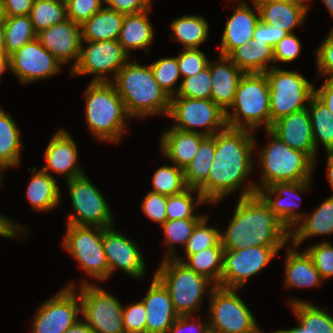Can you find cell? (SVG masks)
<instances>
[{
	"instance_id": "65",
	"label": "cell",
	"mask_w": 333,
	"mask_h": 333,
	"mask_svg": "<svg viewBox=\"0 0 333 333\" xmlns=\"http://www.w3.org/2000/svg\"><path fill=\"white\" fill-rule=\"evenodd\" d=\"M5 39H4V23L0 22V52L4 53Z\"/></svg>"
},
{
	"instance_id": "2",
	"label": "cell",
	"mask_w": 333,
	"mask_h": 333,
	"mask_svg": "<svg viewBox=\"0 0 333 333\" xmlns=\"http://www.w3.org/2000/svg\"><path fill=\"white\" fill-rule=\"evenodd\" d=\"M254 136L248 129L230 128L216 133L214 160L207 181L198 189L207 203L234 192L253 168Z\"/></svg>"
},
{
	"instance_id": "62",
	"label": "cell",
	"mask_w": 333,
	"mask_h": 333,
	"mask_svg": "<svg viewBox=\"0 0 333 333\" xmlns=\"http://www.w3.org/2000/svg\"><path fill=\"white\" fill-rule=\"evenodd\" d=\"M328 159H327V170H328V179H329V183L331 184V187L333 189V150L332 151H328Z\"/></svg>"
},
{
	"instance_id": "68",
	"label": "cell",
	"mask_w": 333,
	"mask_h": 333,
	"mask_svg": "<svg viewBox=\"0 0 333 333\" xmlns=\"http://www.w3.org/2000/svg\"><path fill=\"white\" fill-rule=\"evenodd\" d=\"M333 17V0H322Z\"/></svg>"
},
{
	"instance_id": "6",
	"label": "cell",
	"mask_w": 333,
	"mask_h": 333,
	"mask_svg": "<svg viewBox=\"0 0 333 333\" xmlns=\"http://www.w3.org/2000/svg\"><path fill=\"white\" fill-rule=\"evenodd\" d=\"M271 141L259 152L263 167L262 186L255 185L258 192L261 188L272 186L277 182H302L311 178L315 161L307 154L290 148L270 130H266Z\"/></svg>"
},
{
	"instance_id": "19",
	"label": "cell",
	"mask_w": 333,
	"mask_h": 333,
	"mask_svg": "<svg viewBox=\"0 0 333 333\" xmlns=\"http://www.w3.org/2000/svg\"><path fill=\"white\" fill-rule=\"evenodd\" d=\"M36 39L62 64L75 59L78 62L82 43L81 25L66 19L36 34Z\"/></svg>"
},
{
	"instance_id": "12",
	"label": "cell",
	"mask_w": 333,
	"mask_h": 333,
	"mask_svg": "<svg viewBox=\"0 0 333 333\" xmlns=\"http://www.w3.org/2000/svg\"><path fill=\"white\" fill-rule=\"evenodd\" d=\"M79 297L83 320L94 333H126L123 327V306L114 296L84 281Z\"/></svg>"
},
{
	"instance_id": "44",
	"label": "cell",
	"mask_w": 333,
	"mask_h": 333,
	"mask_svg": "<svg viewBox=\"0 0 333 333\" xmlns=\"http://www.w3.org/2000/svg\"><path fill=\"white\" fill-rule=\"evenodd\" d=\"M211 87L212 79L208 65L199 73L184 78L174 95L182 98L211 99Z\"/></svg>"
},
{
	"instance_id": "8",
	"label": "cell",
	"mask_w": 333,
	"mask_h": 333,
	"mask_svg": "<svg viewBox=\"0 0 333 333\" xmlns=\"http://www.w3.org/2000/svg\"><path fill=\"white\" fill-rule=\"evenodd\" d=\"M269 82L271 125L276 120L307 108L313 85L297 72L272 67L265 72Z\"/></svg>"
},
{
	"instance_id": "20",
	"label": "cell",
	"mask_w": 333,
	"mask_h": 333,
	"mask_svg": "<svg viewBox=\"0 0 333 333\" xmlns=\"http://www.w3.org/2000/svg\"><path fill=\"white\" fill-rule=\"evenodd\" d=\"M269 130L290 148L307 153L315 161L312 123L307 108L276 120Z\"/></svg>"
},
{
	"instance_id": "13",
	"label": "cell",
	"mask_w": 333,
	"mask_h": 333,
	"mask_svg": "<svg viewBox=\"0 0 333 333\" xmlns=\"http://www.w3.org/2000/svg\"><path fill=\"white\" fill-rule=\"evenodd\" d=\"M68 190L74 209L67 224L79 226L111 227L112 212L100 191L85 174L68 180Z\"/></svg>"
},
{
	"instance_id": "4",
	"label": "cell",
	"mask_w": 333,
	"mask_h": 333,
	"mask_svg": "<svg viewBox=\"0 0 333 333\" xmlns=\"http://www.w3.org/2000/svg\"><path fill=\"white\" fill-rule=\"evenodd\" d=\"M85 94L86 121L93 136L118 142L125 130L124 119L129 115L112 81H91Z\"/></svg>"
},
{
	"instance_id": "64",
	"label": "cell",
	"mask_w": 333,
	"mask_h": 333,
	"mask_svg": "<svg viewBox=\"0 0 333 333\" xmlns=\"http://www.w3.org/2000/svg\"><path fill=\"white\" fill-rule=\"evenodd\" d=\"M282 1H288V0H253L254 7L259 8L260 6L264 4L274 3V2H282Z\"/></svg>"
},
{
	"instance_id": "1",
	"label": "cell",
	"mask_w": 333,
	"mask_h": 333,
	"mask_svg": "<svg viewBox=\"0 0 333 333\" xmlns=\"http://www.w3.org/2000/svg\"><path fill=\"white\" fill-rule=\"evenodd\" d=\"M255 185L243 189L231 223L224 234L220 233L225 250L283 246L290 238V231L257 193Z\"/></svg>"
},
{
	"instance_id": "25",
	"label": "cell",
	"mask_w": 333,
	"mask_h": 333,
	"mask_svg": "<svg viewBox=\"0 0 333 333\" xmlns=\"http://www.w3.org/2000/svg\"><path fill=\"white\" fill-rule=\"evenodd\" d=\"M219 56L221 62L208 63L212 79L211 99L226 112L234 102L238 83L245 73L227 56Z\"/></svg>"
},
{
	"instance_id": "11",
	"label": "cell",
	"mask_w": 333,
	"mask_h": 333,
	"mask_svg": "<svg viewBox=\"0 0 333 333\" xmlns=\"http://www.w3.org/2000/svg\"><path fill=\"white\" fill-rule=\"evenodd\" d=\"M168 116L176 121L173 128L205 136H213L218 129L221 131L227 127L226 112L212 99L172 97ZM201 126L206 130L194 129Z\"/></svg>"
},
{
	"instance_id": "36",
	"label": "cell",
	"mask_w": 333,
	"mask_h": 333,
	"mask_svg": "<svg viewBox=\"0 0 333 333\" xmlns=\"http://www.w3.org/2000/svg\"><path fill=\"white\" fill-rule=\"evenodd\" d=\"M315 150L320 141L325 149L333 150V113L315 95L308 102ZM310 107V108H309Z\"/></svg>"
},
{
	"instance_id": "51",
	"label": "cell",
	"mask_w": 333,
	"mask_h": 333,
	"mask_svg": "<svg viewBox=\"0 0 333 333\" xmlns=\"http://www.w3.org/2000/svg\"><path fill=\"white\" fill-rule=\"evenodd\" d=\"M122 316L126 333H146V310L143 301L123 307Z\"/></svg>"
},
{
	"instance_id": "41",
	"label": "cell",
	"mask_w": 333,
	"mask_h": 333,
	"mask_svg": "<svg viewBox=\"0 0 333 333\" xmlns=\"http://www.w3.org/2000/svg\"><path fill=\"white\" fill-rule=\"evenodd\" d=\"M29 16L38 33L67 19L66 3L63 0H35Z\"/></svg>"
},
{
	"instance_id": "70",
	"label": "cell",
	"mask_w": 333,
	"mask_h": 333,
	"mask_svg": "<svg viewBox=\"0 0 333 333\" xmlns=\"http://www.w3.org/2000/svg\"><path fill=\"white\" fill-rule=\"evenodd\" d=\"M256 333H262V331H260L259 328H258ZM272 333H284V330H277V331L272 332Z\"/></svg>"
},
{
	"instance_id": "35",
	"label": "cell",
	"mask_w": 333,
	"mask_h": 333,
	"mask_svg": "<svg viewBox=\"0 0 333 333\" xmlns=\"http://www.w3.org/2000/svg\"><path fill=\"white\" fill-rule=\"evenodd\" d=\"M224 251V247H210L190 255L187 262L176 256L174 258L185 263L197 274L205 276L213 286L221 287Z\"/></svg>"
},
{
	"instance_id": "15",
	"label": "cell",
	"mask_w": 333,
	"mask_h": 333,
	"mask_svg": "<svg viewBox=\"0 0 333 333\" xmlns=\"http://www.w3.org/2000/svg\"><path fill=\"white\" fill-rule=\"evenodd\" d=\"M80 56L76 65L71 68L72 75L94 74L92 82H109L104 77L106 72H117L128 62L129 54L118 40L82 41Z\"/></svg>"
},
{
	"instance_id": "5",
	"label": "cell",
	"mask_w": 333,
	"mask_h": 333,
	"mask_svg": "<svg viewBox=\"0 0 333 333\" xmlns=\"http://www.w3.org/2000/svg\"><path fill=\"white\" fill-rule=\"evenodd\" d=\"M226 111V122L230 128L253 131L262 125L271 127L269 82L265 73H245L237 86L235 99ZM248 125V126H246Z\"/></svg>"
},
{
	"instance_id": "66",
	"label": "cell",
	"mask_w": 333,
	"mask_h": 333,
	"mask_svg": "<svg viewBox=\"0 0 333 333\" xmlns=\"http://www.w3.org/2000/svg\"><path fill=\"white\" fill-rule=\"evenodd\" d=\"M284 333H306V329L299 324V326H296L295 328L284 330Z\"/></svg>"
},
{
	"instance_id": "47",
	"label": "cell",
	"mask_w": 333,
	"mask_h": 333,
	"mask_svg": "<svg viewBox=\"0 0 333 333\" xmlns=\"http://www.w3.org/2000/svg\"><path fill=\"white\" fill-rule=\"evenodd\" d=\"M154 79L159 86L169 95L170 98L175 97L173 94V85L180 77L179 65L177 57L162 58L150 64Z\"/></svg>"
},
{
	"instance_id": "37",
	"label": "cell",
	"mask_w": 333,
	"mask_h": 333,
	"mask_svg": "<svg viewBox=\"0 0 333 333\" xmlns=\"http://www.w3.org/2000/svg\"><path fill=\"white\" fill-rule=\"evenodd\" d=\"M208 27L209 25L203 17L184 15L175 19L171 24L174 32L173 40L184 44V49L198 48L208 37Z\"/></svg>"
},
{
	"instance_id": "38",
	"label": "cell",
	"mask_w": 333,
	"mask_h": 333,
	"mask_svg": "<svg viewBox=\"0 0 333 333\" xmlns=\"http://www.w3.org/2000/svg\"><path fill=\"white\" fill-rule=\"evenodd\" d=\"M20 131L12 117L0 109V161L8 168L19 165Z\"/></svg>"
},
{
	"instance_id": "31",
	"label": "cell",
	"mask_w": 333,
	"mask_h": 333,
	"mask_svg": "<svg viewBox=\"0 0 333 333\" xmlns=\"http://www.w3.org/2000/svg\"><path fill=\"white\" fill-rule=\"evenodd\" d=\"M302 219V224L296 230H290L295 248L308 237L333 233V195L315 209L312 215L304 214Z\"/></svg>"
},
{
	"instance_id": "67",
	"label": "cell",
	"mask_w": 333,
	"mask_h": 333,
	"mask_svg": "<svg viewBox=\"0 0 333 333\" xmlns=\"http://www.w3.org/2000/svg\"><path fill=\"white\" fill-rule=\"evenodd\" d=\"M6 19L4 1L0 0V22H3Z\"/></svg>"
},
{
	"instance_id": "10",
	"label": "cell",
	"mask_w": 333,
	"mask_h": 333,
	"mask_svg": "<svg viewBox=\"0 0 333 333\" xmlns=\"http://www.w3.org/2000/svg\"><path fill=\"white\" fill-rule=\"evenodd\" d=\"M63 246L94 279H108L109 266L103 248L102 227L67 224Z\"/></svg>"
},
{
	"instance_id": "3",
	"label": "cell",
	"mask_w": 333,
	"mask_h": 333,
	"mask_svg": "<svg viewBox=\"0 0 333 333\" xmlns=\"http://www.w3.org/2000/svg\"><path fill=\"white\" fill-rule=\"evenodd\" d=\"M113 81L129 117L168 116L171 98L154 79L150 65L127 62Z\"/></svg>"
},
{
	"instance_id": "17",
	"label": "cell",
	"mask_w": 333,
	"mask_h": 333,
	"mask_svg": "<svg viewBox=\"0 0 333 333\" xmlns=\"http://www.w3.org/2000/svg\"><path fill=\"white\" fill-rule=\"evenodd\" d=\"M10 65L13 74L28 83L54 75L62 63L34 39L10 55Z\"/></svg>"
},
{
	"instance_id": "18",
	"label": "cell",
	"mask_w": 333,
	"mask_h": 333,
	"mask_svg": "<svg viewBox=\"0 0 333 333\" xmlns=\"http://www.w3.org/2000/svg\"><path fill=\"white\" fill-rule=\"evenodd\" d=\"M103 228V248L109 266V276L120 268L134 278L145 274L146 264L132 240L112 229Z\"/></svg>"
},
{
	"instance_id": "23",
	"label": "cell",
	"mask_w": 333,
	"mask_h": 333,
	"mask_svg": "<svg viewBox=\"0 0 333 333\" xmlns=\"http://www.w3.org/2000/svg\"><path fill=\"white\" fill-rule=\"evenodd\" d=\"M77 146L67 131L59 130L49 142L45 150L47 165L42 171L48 173L52 169L58 174H65L67 180L81 176L84 173L77 165Z\"/></svg>"
},
{
	"instance_id": "22",
	"label": "cell",
	"mask_w": 333,
	"mask_h": 333,
	"mask_svg": "<svg viewBox=\"0 0 333 333\" xmlns=\"http://www.w3.org/2000/svg\"><path fill=\"white\" fill-rule=\"evenodd\" d=\"M142 301L146 310V333H167L179 315L168 290L155 276Z\"/></svg>"
},
{
	"instance_id": "69",
	"label": "cell",
	"mask_w": 333,
	"mask_h": 333,
	"mask_svg": "<svg viewBox=\"0 0 333 333\" xmlns=\"http://www.w3.org/2000/svg\"><path fill=\"white\" fill-rule=\"evenodd\" d=\"M7 167L0 161V174H1V169H6ZM0 181H1V175H0Z\"/></svg>"
},
{
	"instance_id": "52",
	"label": "cell",
	"mask_w": 333,
	"mask_h": 333,
	"mask_svg": "<svg viewBox=\"0 0 333 333\" xmlns=\"http://www.w3.org/2000/svg\"><path fill=\"white\" fill-rule=\"evenodd\" d=\"M167 196L150 191L144 198L142 210L149 219L163 225L167 221Z\"/></svg>"
},
{
	"instance_id": "59",
	"label": "cell",
	"mask_w": 333,
	"mask_h": 333,
	"mask_svg": "<svg viewBox=\"0 0 333 333\" xmlns=\"http://www.w3.org/2000/svg\"><path fill=\"white\" fill-rule=\"evenodd\" d=\"M314 95L333 113V77L326 78L323 85L314 90Z\"/></svg>"
},
{
	"instance_id": "61",
	"label": "cell",
	"mask_w": 333,
	"mask_h": 333,
	"mask_svg": "<svg viewBox=\"0 0 333 333\" xmlns=\"http://www.w3.org/2000/svg\"><path fill=\"white\" fill-rule=\"evenodd\" d=\"M63 333H94V331L84 320H78L74 325H72Z\"/></svg>"
},
{
	"instance_id": "9",
	"label": "cell",
	"mask_w": 333,
	"mask_h": 333,
	"mask_svg": "<svg viewBox=\"0 0 333 333\" xmlns=\"http://www.w3.org/2000/svg\"><path fill=\"white\" fill-rule=\"evenodd\" d=\"M209 291V330L216 333H256L254 315L244 301L235 293L236 289L212 286Z\"/></svg>"
},
{
	"instance_id": "58",
	"label": "cell",
	"mask_w": 333,
	"mask_h": 333,
	"mask_svg": "<svg viewBox=\"0 0 333 333\" xmlns=\"http://www.w3.org/2000/svg\"><path fill=\"white\" fill-rule=\"evenodd\" d=\"M6 16L29 15L35 0H3Z\"/></svg>"
},
{
	"instance_id": "46",
	"label": "cell",
	"mask_w": 333,
	"mask_h": 333,
	"mask_svg": "<svg viewBox=\"0 0 333 333\" xmlns=\"http://www.w3.org/2000/svg\"><path fill=\"white\" fill-rule=\"evenodd\" d=\"M201 219H178V220H172V221H166L161 227L163 228L164 231V238H165V243L168 244L170 248H168V255H165V259L168 258H174L175 256L174 253V248L172 245L175 243L177 244H182L184 247L187 243V240L189 237L192 235V232L198 222Z\"/></svg>"
},
{
	"instance_id": "48",
	"label": "cell",
	"mask_w": 333,
	"mask_h": 333,
	"mask_svg": "<svg viewBox=\"0 0 333 333\" xmlns=\"http://www.w3.org/2000/svg\"><path fill=\"white\" fill-rule=\"evenodd\" d=\"M322 279L333 277V246L323 242L305 249Z\"/></svg>"
},
{
	"instance_id": "39",
	"label": "cell",
	"mask_w": 333,
	"mask_h": 333,
	"mask_svg": "<svg viewBox=\"0 0 333 333\" xmlns=\"http://www.w3.org/2000/svg\"><path fill=\"white\" fill-rule=\"evenodd\" d=\"M4 23V53L11 55L26 43L36 39L29 15L6 16Z\"/></svg>"
},
{
	"instance_id": "57",
	"label": "cell",
	"mask_w": 333,
	"mask_h": 333,
	"mask_svg": "<svg viewBox=\"0 0 333 333\" xmlns=\"http://www.w3.org/2000/svg\"><path fill=\"white\" fill-rule=\"evenodd\" d=\"M189 318L190 315L178 316L167 333H185V331L188 333H206L209 330L208 323L199 325L195 322L189 323Z\"/></svg>"
},
{
	"instance_id": "26",
	"label": "cell",
	"mask_w": 333,
	"mask_h": 333,
	"mask_svg": "<svg viewBox=\"0 0 333 333\" xmlns=\"http://www.w3.org/2000/svg\"><path fill=\"white\" fill-rule=\"evenodd\" d=\"M206 136L198 132H188L171 128L162 134L161 149L170 161L181 169L186 168L197 154L201 141Z\"/></svg>"
},
{
	"instance_id": "63",
	"label": "cell",
	"mask_w": 333,
	"mask_h": 333,
	"mask_svg": "<svg viewBox=\"0 0 333 333\" xmlns=\"http://www.w3.org/2000/svg\"><path fill=\"white\" fill-rule=\"evenodd\" d=\"M7 68H11L10 56L0 52V76Z\"/></svg>"
},
{
	"instance_id": "60",
	"label": "cell",
	"mask_w": 333,
	"mask_h": 333,
	"mask_svg": "<svg viewBox=\"0 0 333 333\" xmlns=\"http://www.w3.org/2000/svg\"><path fill=\"white\" fill-rule=\"evenodd\" d=\"M17 231H25V229H22L16 223H13L12 220H9L2 215H0V236H3L5 238H12L16 237V235L19 233Z\"/></svg>"
},
{
	"instance_id": "53",
	"label": "cell",
	"mask_w": 333,
	"mask_h": 333,
	"mask_svg": "<svg viewBox=\"0 0 333 333\" xmlns=\"http://www.w3.org/2000/svg\"><path fill=\"white\" fill-rule=\"evenodd\" d=\"M274 62H290L298 57L301 50L300 40L289 33L274 46Z\"/></svg>"
},
{
	"instance_id": "45",
	"label": "cell",
	"mask_w": 333,
	"mask_h": 333,
	"mask_svg": "<svg viewBox=\"0 0 333 333\" xmlns=\"http://www.w3.org/2000/svg\"><path fill=\"white\" fill-rule=\"evenodd\" d=\"M208 216H204L194 228L192 235L187 240L184 249L187 258L203 249L210 247H223L220 243V231L207 227Z\"/></svg>"
},
{
	"instance_id": "34",
	"label": "cell",
	"mask_w": 333,
	"mask_h": 333,
	"mask_svg": "<svg viewBox=\"0 0 333 333\" xmlns=\"http://www.w3.org/2000/svg\"><path fill=\"white\" fill-rule=\"evenodd\" d=\"M215 149L216 134L206 136L201 141L197 154L189 165L183 169L188 188L199 189L207 181L214 160Z\"/></svg>"
},
{
	"instance_id": "21",
	"label": "cell",
	"mask_w": 333,
	"mask_h": 333,
	"mask_svg": "<svg viewBox=\"0 0 333 333\" xmlns=\"http://www.w3.org/2000/svg\"><path fill=\"white\" fill-rule=\"evenodd\" d=\"M309 182L310 180L302 182H277L270 187L261 188L257 193L290 231L304 217V215L294 211L299 205L296 204V200H293L295 199L293 196H299V191L307 190ZM274 194H276L275 200L270 196Z\"/></svg>"
},
{
	"instance_id": "28",
	"label": "cell",
	"mask_w": 333,
	"mask_h": 333,
	"mask_svg": "<svg viewBox=\"0 0 333 333\" xmlns=\"http://www.w3.org/2000/svg\"><path fill=\"white\" fill-rule=\"evenodd\" d=\"M125 14L103 7L81 25L82 41L118 40Z\"/></svg>"
},
{
	"instance_id": "7",
	"label": "cell",
	"mask_w": 333,
	"mask_h": 333,
	"mask_svg": "<svg viewBox=\"0 0 333 333\" xmlns=\"http://www.w3.org/2000/svg\"><path fill=\"white\" fill-rule=\"evenodd\" d=\"M154 276L168 290L173 308L179 316H192L194 310L200 309L205 288L211 283L175 258L163 259Z\"/></svg>"
},
{
	"instance_id": "55",
	"label": "cell",
	"mask_w": 333,
	"mask_h": 333,
	"mask_svg": "<svg viewBox=\"0 0 333 333\" xmlns=\"http://www.w3.org/2000/svg\"><path fill=\"white\" fill-rule=\"evenodd\" d=\"M287 34L288 33L286 31L268 24H264L260 20L255 28L254 37L251 43L266 44L274 48L276 43Z\"/></svg>"
},
{
	"instance_id": "27",
	"label": "cell",
	"mask_w": 333,
	"mask_h": 333,
	"mask_svg": "<svg viewBox=\"0 0 333 333\" xmlns=\"http://www.w3.org/2000/svg\"><path fill=\"white\" fill-rule=\"evenodd\" d=\"M305 1L308 0H288L264 4L259 7L260 20L264 24L277 27L288 34L293 33V28L303 23L308 10V6L304 4Z\"/></svg>"
},
{
	"instance_id": "16",
	"label": "cell",
	"mask_w": 333,
	"mask_h": 333,
	"mask_svg": "<svg viewBox=\"0 0 333 333\" xmlns=\"http://www.w3.org/2000/svg\"><path fill=\"white\" fill-rule=\"evenodd\" d=\"M73 286L69 284L41 305L33 321L32 333H63L78 321L81 299L76 296Z\"/></svg>"
},
{
	"instance_id": "50",
	"label": "cell",
	"mask_w": 333,
	"mask_h": 333,
	"mask_svg": "<svg viewBox=\"0 0 333 333\" xmlns=\"http://www.w3.org/2000/svg\"><path fill=\"white\" fill-rule=\"evenodd\" d=\"M102 2L105 0H67V18L82 25L103 8Z\"/></svg>"
},
{
	"instance_id": "43",
	"label": "cell",
	"mask_w": 333,
	"mask_h": 333,
	"mask_svg": "<svg viewBox=\"0 0 333 333\" xmlns=\"http://www.w3.org/2000/svg\"><path fill=\"white\" fill-rule=\"evenodd\" d=\"M198 192L197 204L193 201L191 193ZM194 202V203H193ZM206 200L198 189L188 188L180 194L167 196L166 215L167 221L178 219H202L204 216L193 214V209L198 204H204Z\"/></svg>"
},
{
	"instance_id": "32",
	"label": "cell",
	"mask_w": 333,
	"mask_h": 333,
	"mask_svg": "<svg viewBox=\"0 0 333 333\" xmlns=\"http://www.w3.org/2000/svg\"><path fill=\"white\" fill-rule=\"evenodd\" d=\"M244 73H265L274 63L273 47L260 43H244L227 56Z\"/></svg>"
},
{
	"instance_id": "24",
	"label": "cell",
	"mask_w": 333,
	"mask_h": 333,
	"mask_svg": "<svg viewBox=\"0 0 333 333\" xmlns=\"http://www.w3.org/2000/svg\"><path fill=\"white\" fill-rule=\"evenodd\" d=\"M255 9L257 15L244 1L239 3L225 25L220 46L221 56H228L237 47L252 42L255 28L260 21L259 8Z\"/></svg>"
},
{
	"instance_id": "71",
	"label": "cell",
	"mask_w": 333,
	"mask_h": 333,
	"mask_svg": "<svg viewBox=\"0 0 333 333\" xmlns=\"http://www.w3.org/2000/svg\"><path fill=\"white\" fill-rule=\"evenodd\" d=\"M206 333H216V332L208 330Z\"/></svg>"
},
{
	"instance_id": "14",
	"label": "cell",
	"mask_w": 333,
	"mask_h": 333,
	"mask_svg": "<svg viewBox=\"0 0 333 333\" xmlns=\"http://www.w3.org/2000/svg\"><path fill=\"white\" fill-rule=\"evenodd\" d=\"M283 246H255L225 250L221 287L238 289L247 279L261 271Z\"/></svg>"
},
{
	"instance_id": "30",
	"label": "cell",
	"mask_w": 333,
	"mask_h": 333,
	"mask_svg": "<svg viewBox=\"0 0 333 333\" xmlns=\"http://www.w3.org/2000/svg\"><path fill=\"white\" fill-rule=\"evenodd\" d=\"M287 250L285 265L286 287H315L322 278L306 251L298 253L293 249ZM293 249V250H292Z\"/></svg>"
},
{
	"instance_id": "29",
	"label": "cell",
	"mask_w": 333,
	"mask_h": 333,
	"mask_svg": "<svg viewBox=\"0 0 333 333\" xmlns=\"http://www.w3.org/2000/svg\"><path fill=\"white\" fill-rule=\"evenodd\" d=\"M149 10L125 15L118 42L127 53L130 48H144L148 52L147 46L154 38V31L147 17Z\"/></svg>"
},
{
	"instance_id": "42",
	"label": "cell",
	"mask_w": 333,
	"mask_h": 333,
	"mask_svg": "<svg viewBox=\"0 0 333 333\" xmlns=\"http://www.w3.org/2000/svg\"><path fill=\"white\" fill-rule=\"evenodd\" d=\"M152 184V192L166 196L177 195L188 189L183 169L175 164L158 168L153 175Z\"/></svg>"
},
{
	"instance_id": "40",
	"label": "cell",
	"mask_w": 333,
	"mask_h": 333,
	"mask_svg": "<svg viewBox=\"0 0 333 333\" xmlns=\"http://www.w3.org/2000/svg\"><path fill=\"white\" fill-rule=\"evenodd\" d=\"M290 306L306 333H333V317L312 303L293 299Z\"/></svg>"
},
{
	"instance_id": "49",
	"label": "cell",
	"mask_w": 333,
	"mask_h": 333,
	"mask_svg": "<svg viewBox=\"0 0 333 333\" xmlns=\"http://www.w3.org/2000/svg\"><path fill=\"white\" fill-rule=\"evenodd\" d=\"M180 75L193 76L208 66L209 60L198 48L184 49L178 56Z\"/></svg>"
},
{
	"instance_id": "33",
	"label": "cell",
	"mask_w": 333,
	"mask_h": 333,
	"mask_svg": "<svg viewBox=\"0 0 333 333\" xmlns=\"http://www.w3.org/2000/svg\"><path fill=\"white\" fill-rule=\"evenodd\" d=\"M27 188V199L37 211H47L60 202V190L54 177L42 170L34 176Z\"/></svg>"
},
{
	"instance_id": "56",
	"label": "cell",
	"mask_w": 333,
	"mask_h": 333,
	"mask_svg": "<svg viewBox=\"0 0 333 333\" xmlns=\"http://www.w3.org/2000/svg\"><path fill=\"white\" fill-rule=\"evenodd\" d=\"M105 3L107 8L127 15L148 10L151 0H105Z\"/></svg>"
},
{
	"instance_id": "54",
	"label": "cell",
	"mask_w": 333,
	"mask_h": 333,
	"mask_svg": "<svg viewBox=\"0 0 333 333\" xmlns=\"http://www.w3.org/2000/svg\"><path fill=\"white\" fill-rule=\"evenodd\" d=\"M316 52L319 75L327 74L329 77H333V30L330 31Z\"/></svg>"
}]
</instances>
